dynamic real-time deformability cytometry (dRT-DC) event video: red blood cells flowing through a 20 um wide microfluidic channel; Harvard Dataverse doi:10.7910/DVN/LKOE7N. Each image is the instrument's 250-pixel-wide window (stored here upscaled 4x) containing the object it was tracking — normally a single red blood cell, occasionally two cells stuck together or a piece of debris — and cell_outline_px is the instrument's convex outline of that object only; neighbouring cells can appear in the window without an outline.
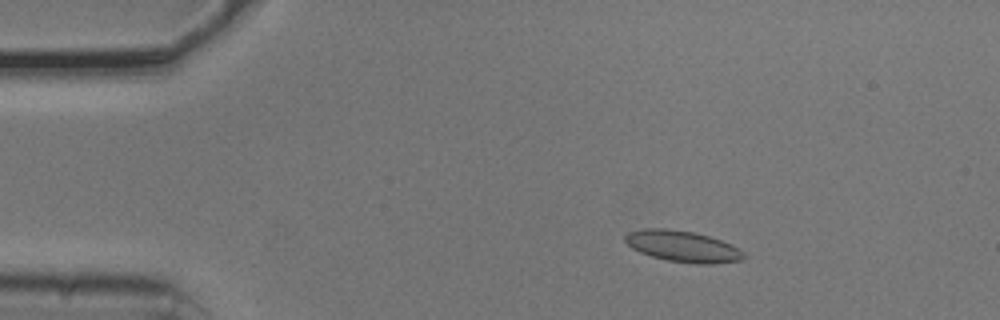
{"species": "common noctule bat (a hibernating species)", "species_latin": "Nyctalus noctula", "temperature_condition": "cold", "stored_images_in_passage": 54, "camera_frame_rate_fps": 3000, "um_per_image_px": 0.085, "animal": {"sex": "male", "body_mass_g": 20.5, "forearm_length_mm": 52.5}, "frame": {"image": 1, "passage_image": 9, "time_ms": 2.667, "image_size_px": [1000, 320], "cell_outline_px": [[744, 256], [740, 260], [712, 264], [696, 264], [668, 260], [652, 256], [640, 252], [632, 248], [624, 240], [624, 236], [628, 232], [644, 228], [668, 228], [692, 232], [708, 236], [732, 244], [744, 252]], "centroid_in_image_um": [58.01, 20.93], "position_along_channel_um": 27.0, "area_um2": 21.44}}
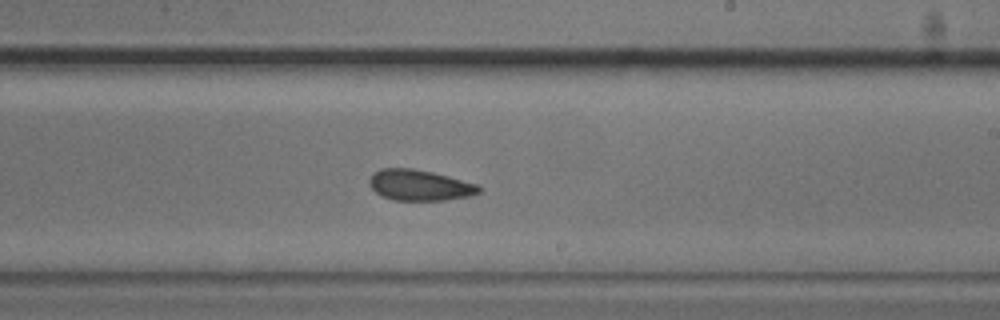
{"frame": {"image": 2, "passage_image": 32, "time_ms": 10.333, "image_size_px": [1000, 320], "cell_outline_px": [[480, 192], [468, 196], [444, 200], [392, 200], [380, 196], [368, 184], [368, 180], [372, 172], [380, 168], [412, 168], [432, 172], [480, 184]], "centroid_in_image_um": [35.62, 15.73], "position_along_channel_um": 253.4, "area_um2": 19.88}}
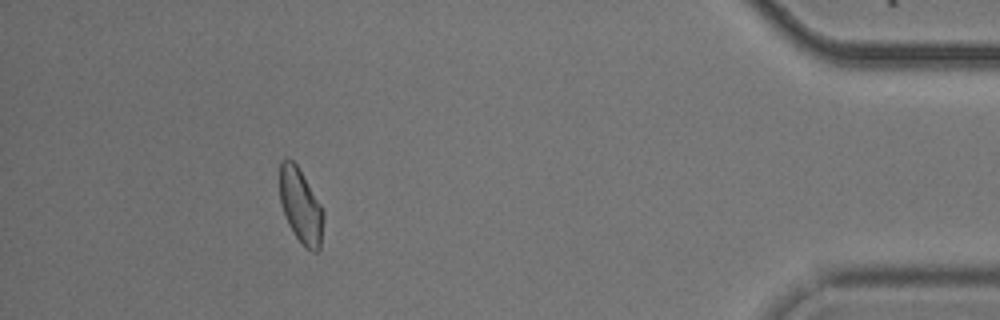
{"frame": {"image": 3, "passage_image": 49, "time_ms": 16.0, "image_size_px": [1000, 320], "cell_outline_px": [[324, 220], [320, 248], [316, 252], [312, 252], [304, 248], [288, 224], [280, 204], [280, 160], [284, 156], [288, 156], [296, 164], [320, 204], [324, 212]], "centroid_in_image_um": [25.55, 17.51], "position_along_channel_um": 409.7, "area_um2": 19.13}, "authors_computed_cell_mechanics": {"area_um2": 20.1144, "velocity_mm_per_s": 3.7351, "shape_relaxation_time_tau1_ms": 7.9231, "shape_relaxation_time_tau2_ms": 3.5939, "deformation_change_tau1": 0.1164, "deformation_change_tau2": 0.0939}}